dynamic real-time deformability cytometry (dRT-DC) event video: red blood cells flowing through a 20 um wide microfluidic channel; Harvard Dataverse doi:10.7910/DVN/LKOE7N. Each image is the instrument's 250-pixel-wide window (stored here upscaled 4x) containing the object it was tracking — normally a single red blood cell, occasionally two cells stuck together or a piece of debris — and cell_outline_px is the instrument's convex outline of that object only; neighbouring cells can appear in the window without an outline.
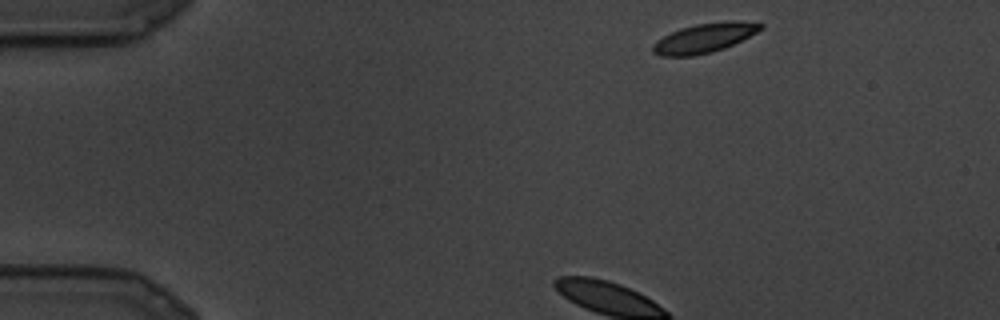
{"species": "common noctule bat (a hibernating species)", "species_latin": "Nyctalus noctula", "temperature_condition": "cold", "stored_images_in_passage": 23, "camera_frame_rate_fps": 3000, "um_per_image_px": 0.085, "animal": {"sex": "male", "body_mass_g": 19.5, "forearm_length_mm": 54.6}, "frame": {"image": 1, "passage_image": 1, "time_ms": 0.0, "image_size_px": [1000, 320], "cell_outline_px": [[764, 28], [724, 48], [712, 52], [692, 56], [660, 56], [652, 52], [652, 44], [656, 40], [680, 28], [696, 24], [728, 20], [732, 20], [764, 24]], "centroid_in_image_um": [59.83, 3.23], "position_along_channel_um": 25.2, "area_um2": 18.32}}